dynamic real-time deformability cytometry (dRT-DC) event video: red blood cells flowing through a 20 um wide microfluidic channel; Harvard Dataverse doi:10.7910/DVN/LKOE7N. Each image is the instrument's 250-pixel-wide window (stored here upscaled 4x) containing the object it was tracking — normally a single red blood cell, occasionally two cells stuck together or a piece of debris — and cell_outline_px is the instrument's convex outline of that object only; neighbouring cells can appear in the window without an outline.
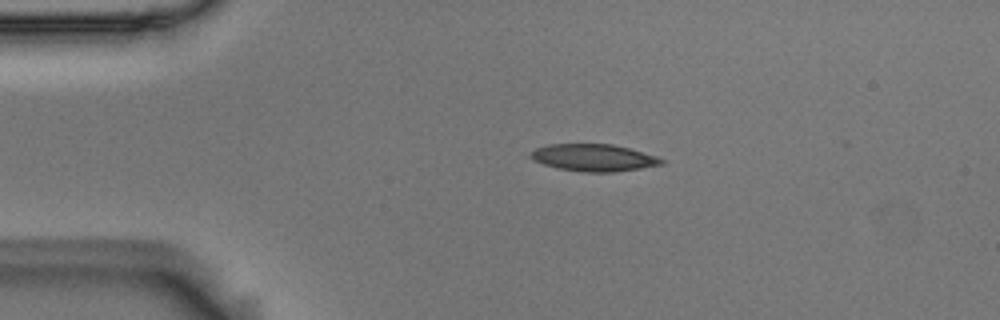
{"species": "Egyptian fruit bat (a non-hibernating species)", "species_latin": "Rousettus aegyptiacus", "temperature_condition": "room temperature", "stored_images_in_passage": 2, "camera_frame_rate_fps": 3000, "um_per_image_px": 0.085, "animal": {"sex": "male"}, "frame": {"image": 1, "passage_image": 1, "time_ms": 0.0, "image_size_px": [1000, 320], "cell_outline_px": [[664, 164], [640, 168], [612, 172], [584, 172], [560, 168], [544, 164], [536, 160], [532, 156], [532, 152], [536, 148], [548, 144], [612, 144], [628, 148], [656, 156], [664, 160]], "centroid_in_image_um": [50.5, 13.4], "position_along_channel_um": 34.5, "area_um2": 20.23}}